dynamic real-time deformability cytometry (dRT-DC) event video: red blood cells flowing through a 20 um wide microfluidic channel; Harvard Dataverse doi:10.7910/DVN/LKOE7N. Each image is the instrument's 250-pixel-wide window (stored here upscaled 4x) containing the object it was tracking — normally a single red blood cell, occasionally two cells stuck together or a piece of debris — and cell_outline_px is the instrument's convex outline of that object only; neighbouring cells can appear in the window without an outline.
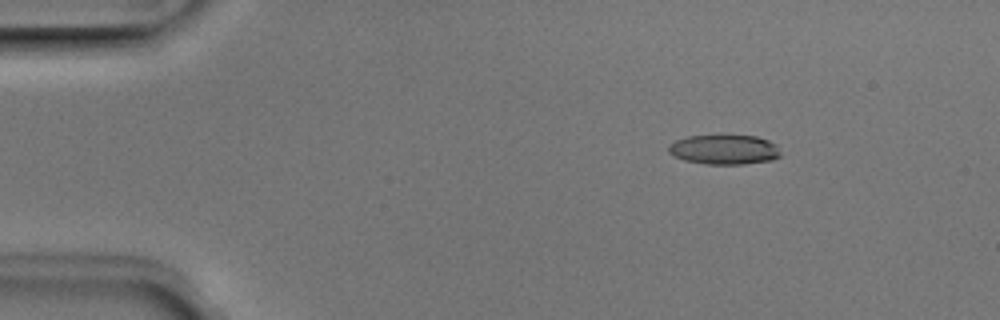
{"species": "Egyptian fruit bat (a non-hibernating species)", "species_latin": "Rousettus aegyptiacus", "temperature_condition": "room temperature", "stored_images_in_passage": 52, "camera_frame_rate_fps": 3000, "um_per_image_px": 0.085, "animal": {"sex": "male"}, "frame": {"image": 1, "passage_image": 8, "time_ms": 2.333, "image_size_px": [1000, 320], "cell_outline_px": [[780, 156], [772, 160], [744, 164], [708, 164], [684, 160], [672, 156], [668, 152], [668, 144], [676, 140], [688, 136], [756, 136], [768, 140], [776, 144], [780, 152]], "centroid_in_image_um": [61.54, 12.72], "position_along_channel_um": 23.5, "area_um2": 19.36}}
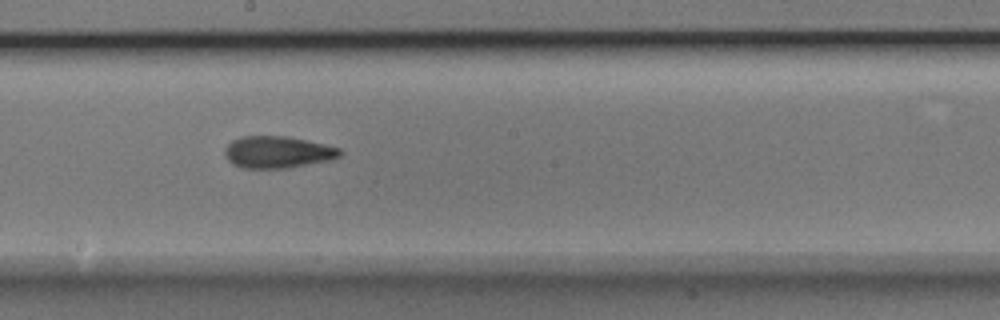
{"frame": {"image": 2, "passage_image": 29, "time_ms": 9.333, "image_size_px": [1000, 320], "cell_outline_px": [[344, 152], [340, 156], [328, 160], [288, 168], [240, 168], [232, 164], [224, 156], [224, 148], [232, 140], [240, 136], [284, 136], [324, 144], [340, 148]], "centroid_in_image_um": [23.55, 12.93], "position_along_channel_um": 224.7, "area_um2": 21.44}}
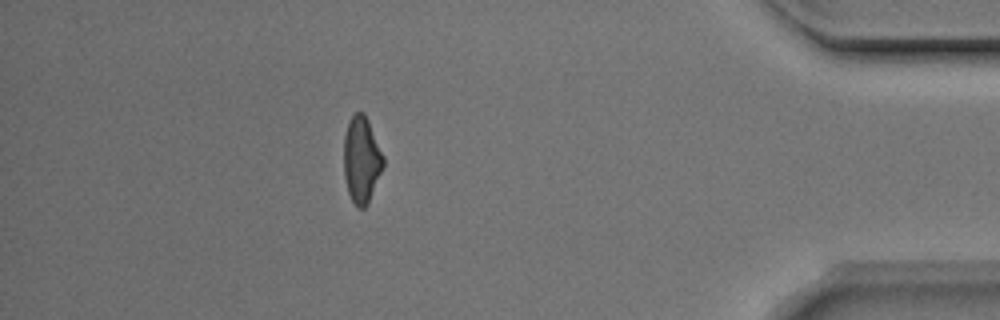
{"frame": {"image": 3, "passage_image": 46, "time_ms": 15.0, "image_size_px": [1000, 320], "cell_outline_px": [[384, 164], [368, 204], [364, 208], [356, 208], [348, 192], [344, 176], [344, 136], [348, 120], [356, 112], [364, 112], [368, 120], [384, 156]], "centroid_in_image_um": [30.72, 13.57], "position_along_channel_um": 404.5, "area_um2": 19.94}, "authors_computed_cell_mechanics": {"area_um2": 20.6057, "velocity_mm_per_s": 3.9639, "shape_relaxation_time_tau1_ms": 6.4648, "shape_relaxation_time_tau2_ms": 3.1292, "deformation_change_tau1": 0.1802, "deformation_change_tau2": 0.1248}}